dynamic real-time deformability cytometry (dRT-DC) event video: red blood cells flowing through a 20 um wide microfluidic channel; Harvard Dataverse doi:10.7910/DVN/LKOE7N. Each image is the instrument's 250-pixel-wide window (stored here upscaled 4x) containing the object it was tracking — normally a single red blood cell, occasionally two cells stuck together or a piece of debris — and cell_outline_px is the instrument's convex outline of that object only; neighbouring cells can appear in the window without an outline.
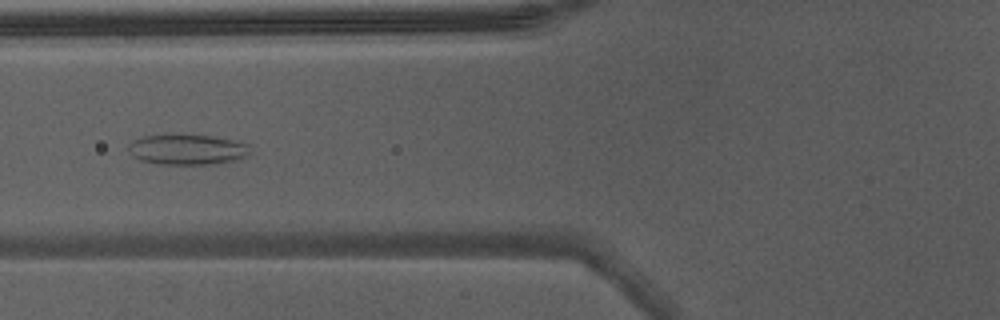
{"species": "Egyptian fruit bat (a non-hibernating species)", "species_latin": "Rousettus aegyptiacus", "temperature_condition": "warm", "stored_images_in_passage": 7, "camera_frame_rate_fps": 3000, "um_per_image_px": 0.085, "animal": {"sex": "male"}, "frame": {"image": 1, "passage_image": 6, "time_ms": 1.667, "image_size_px": [1000, 320], "cell_outline_px": [[248, 156], [236, 160], [208, 164], [160, 164], [140, 160], [132, 156], [128, 148], [128, 144], [132, 140], [144, 136], [164, 132], [212, 136], [232, 140], [248, 144]], "centroid_in_image_um": [15.84, 12.67], "position_along_channel_um": 110.0, "area_um2": 22.02}}